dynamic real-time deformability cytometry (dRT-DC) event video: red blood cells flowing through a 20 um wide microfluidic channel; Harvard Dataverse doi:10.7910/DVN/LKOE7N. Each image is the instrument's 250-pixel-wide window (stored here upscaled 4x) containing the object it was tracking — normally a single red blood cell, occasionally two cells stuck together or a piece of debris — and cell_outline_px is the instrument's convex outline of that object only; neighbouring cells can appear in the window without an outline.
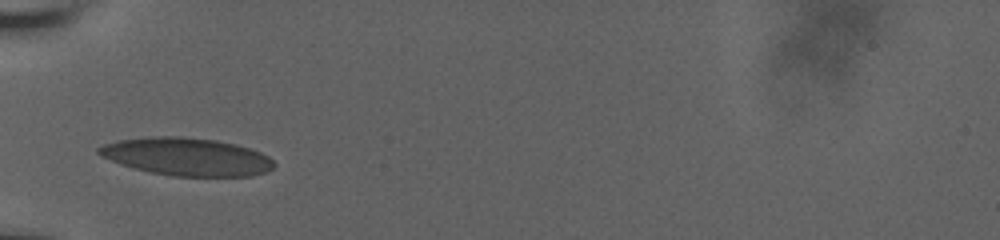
{"species": "human", "species_latin": "Homo sapiens", "temperature_condition": "room temperature", "stored_images_in_passage": 15, "camera_frame_rate_fps": 3000, "um_per_image_px": 0.085, "donor": {"sex": "male"}, "frame": {"image": 1, "passage_image": 1, "time_ms": 0.0, "image_size_px": [1000, 240], "cell_outline_px": [[276, 164], [272, 168], [264, 172], [252, 176], [172, 176], [148, 172], [120, 164], [100, 156], [96, 152], [96, 148], [104, 144], [120, 140], [152, 136], [180, 136], [216, 140], [236, 144], [260, 152], [268, 156]], "centroid_in_image_um": [15.84, 13.32], "position_along_channel_um": 69.2, "area_um2": 38.67}}
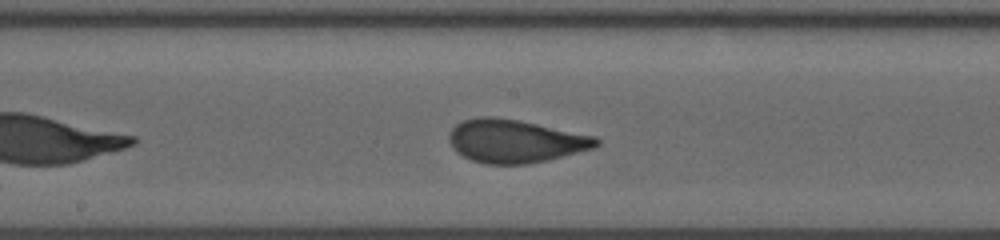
{"frame": {"image": 2, "passage_image": 7, "time_ms": 3.667, "image_size_px": [1000, 240], "cell_outline_px": [[600, 144], [592, 148], [548, 160], [528, 164], [484, 164], [472, 160], [456, 152], [448, 140], [448, 136], [452, 128], [456, 124], [464, 120], [480, 116], [492, 116], [520, 120], [596, 136], [600, 140]], "centroid_in_image_um": [43.78, 11.99], "position_along_channel_um": 204.4, "area_um2": 37.11}}
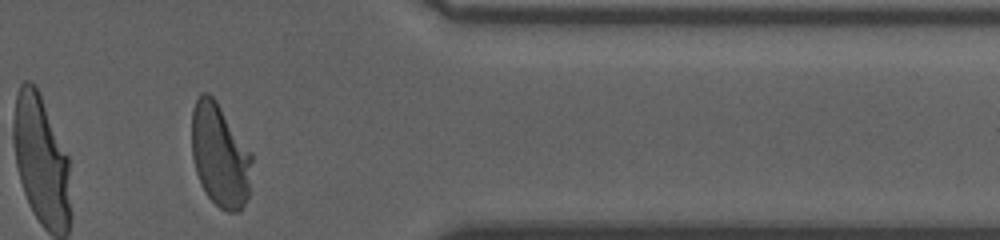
{"frame": {"image": 3, "passage_image": 15, "time_ms": 9.0, "image_size_px": [1000, 240], "cell_outline_px": [[252, 160], [248, 196], [240, 212], [228, 212], [220, 208], [208, 196], [200, 184], [196, 172], [192, 156], [192, 108], [200, 92], [208, 92], [216, 100], [252, 152]], "centroid_in_image_um": [18.69, 13.19], "position_along_channel_um": 392.7, "area_um2": 36.41}, "authors_computed_cell_mechanics": {"area_um2": 36.414, "velocity_mm_per_s": 3.7657, "shape_relaxation_time_tau1_ms": 7.2112, "shape_relaxation_time_tau2_ms": null, "deformation_change_tau1": 0.2061, "deformation_change_tau2": null}}